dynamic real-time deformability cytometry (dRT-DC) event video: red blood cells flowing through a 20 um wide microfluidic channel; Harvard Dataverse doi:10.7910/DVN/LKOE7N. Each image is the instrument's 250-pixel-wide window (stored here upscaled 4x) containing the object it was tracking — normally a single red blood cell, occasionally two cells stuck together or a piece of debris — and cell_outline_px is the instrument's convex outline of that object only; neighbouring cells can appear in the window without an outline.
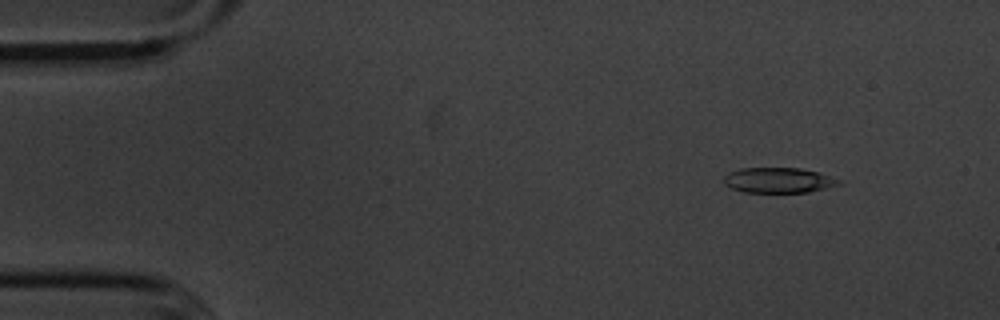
{"species": "common noctule bat (a hibernating species)", "species_latin": "Nyctalus noctula", "temperature_condition": "cold", "stored_images_in_passage": 50, "camera_frame_rate_fps": 3000, "um_per_image_px": 0.085, "animal": {"sex": "male", "body_mass_g": 20.1, "forearm_length_mm": 53.5}, "frame": {"image": 1, "passage_image": 1, "time_ms": 0.0, "image_size_px": [1000, 320], "cell_outline_px": [[844, 184], [808, 192], [744, 192], [732, 188], [724, 184], [724, 176], [728, 172], [740, 168], [800, 168], [816, 172], [844, 180]], "centroid_in_image_um": [66.2, 15.32], "position_along_channel_um": 18.8, "area_um2": 17.05}}
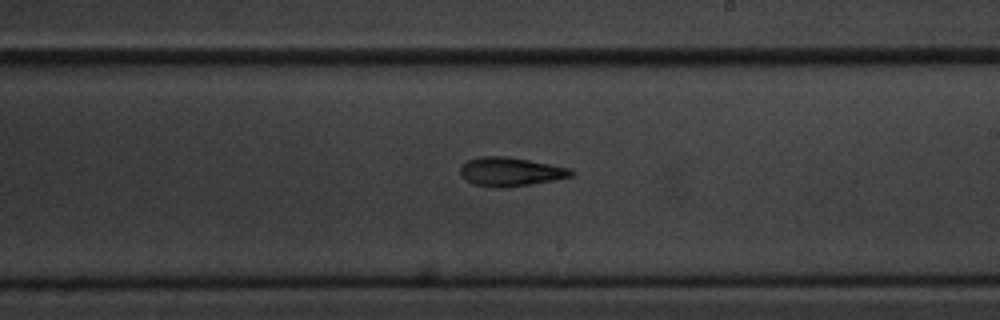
{"frame": {"image": 2, "passage_image": 27, "time_ms": 8.667, "image_size_px": [1000, 320], "cell_outline_px": [[576, 172], [572, 176], [532, 184], [472, 184], [460, 172], [460, 168], [468, 160], [476, 156], [504, 156], [528, 160], [572, 168]], "centroid_in_image_um": [43.46, 14.53], "position_along_channel_um": 245.5, "area_um2": 17.63}}
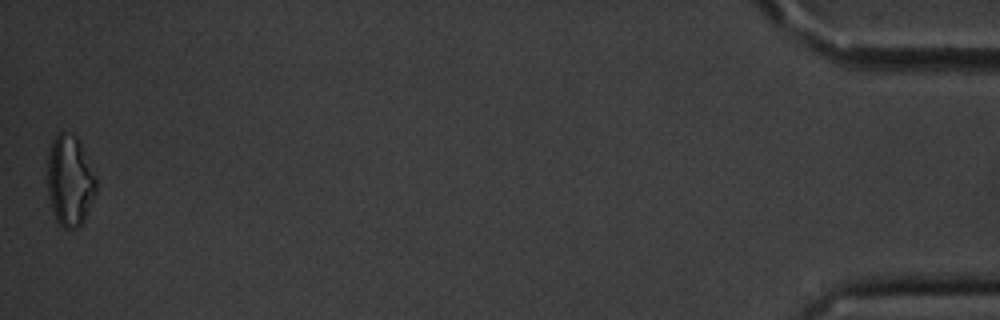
{"frame": {"image": 3, "passage_image": 50, "time_ms": 16.333, "image_size_px": [1000, 320], "cell_outline_px": [[96, 192], [84, 220], [76, 228], [64, 228], [56, 220], [52, 208], [48, 192], [48, 156], [52, 140], [56, 132], [64, 132], [76, 136], [96, 176]], "centroid_in_image_um": [5.93, 15.35], "position_along_channel_um": 429.3, "area_um2": 25.49}, "authors_computed_cell_mechanics": {"area_um2": 18.785, "velocity_mm_per_s": 3.6056, "shape_relaxation_time_tau1_ms": 3.4288, "shape_relaxation_time_tau2_ms": 5.3759, "deformation_change_tau1": 0.1342, "deformation_change_tau2": 0.1507}}